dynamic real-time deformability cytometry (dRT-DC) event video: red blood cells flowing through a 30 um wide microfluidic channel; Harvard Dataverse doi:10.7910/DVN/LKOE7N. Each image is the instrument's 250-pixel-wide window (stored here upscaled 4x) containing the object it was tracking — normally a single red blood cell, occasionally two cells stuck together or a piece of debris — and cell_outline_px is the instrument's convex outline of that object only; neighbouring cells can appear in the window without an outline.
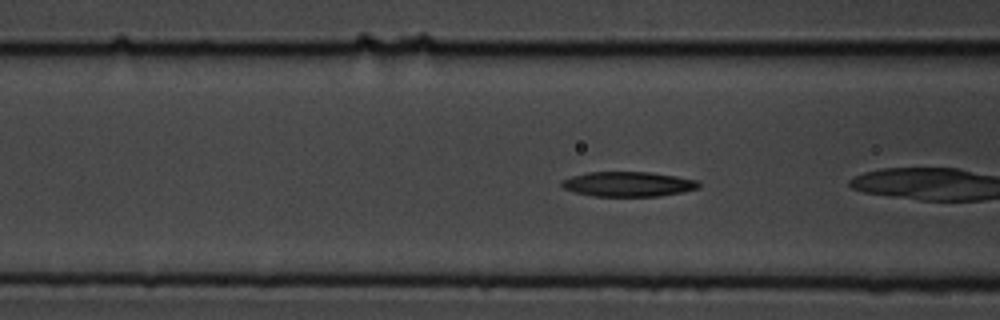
{"species": "common noctule bat (a hibernating species)", "species_latin": "Nyctalus noctula", "temperature_condition": "cold", "stored_images_in_passage": 18, "camera_frame_rate_fps": 3000, "um_per_image_px": 0.085, "animal": {"sex": "male", "body_mass_g": 19.5, "forearm_length_mm": 54.6}, "frame": {"image": 1, "passage_image": 16, "time_ms": 5.0, "image_size_px": [1000, 320], "cell_outline_px": [[700, 188], [684, 192], [660, 196], [592, 196], [576, 192], [564, 188], [560, 184], [560, 180], [572, 176], [588, 172], [648, 172], [676, 176], [696, 180], [700, 184]], "centroid_in_image_um": [53.4, 15.65], "position_along_channel_um": 113.2, "area_um2": 19.88}}